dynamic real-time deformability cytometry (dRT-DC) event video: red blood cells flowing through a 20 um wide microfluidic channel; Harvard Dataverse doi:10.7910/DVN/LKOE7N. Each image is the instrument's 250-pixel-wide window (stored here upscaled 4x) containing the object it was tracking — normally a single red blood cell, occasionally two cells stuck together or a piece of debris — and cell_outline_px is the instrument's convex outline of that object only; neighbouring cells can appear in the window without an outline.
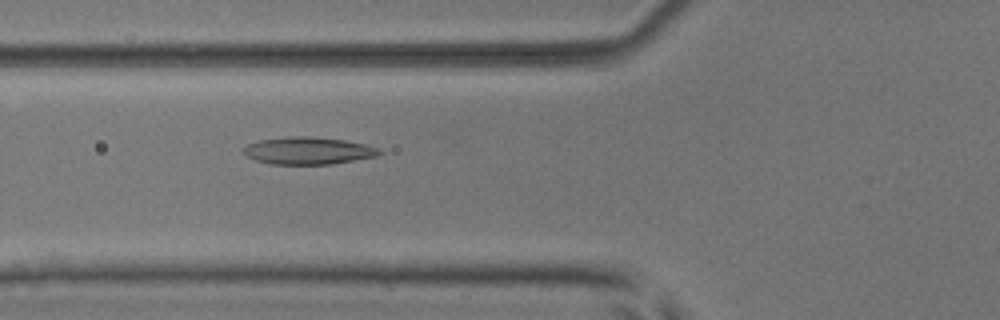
{"species": "common noctule bat (a hibernating species)", "species_latin": "Nyctalus noctula", "temperature_condition": "room temperature", "stored_images_in_passage": 42, "camera_frame_rate_fps": 3000, "um_per_image_px": 0.085, "animal": {"sex": "male", "body_mass_g": 17.9, "forearm_length_mm": 54.2}, "frame": {"image": 1, "passage_image": 19, "time_ms": 6.0, "image_size_px": [1000, 320], "cell_outline_px": [[384, 152], [376, 156], [332, 164], [268, 164], [256, 160], [248, 156], [244, 152], [244, 148], [248, 144], [260, 140], [288, 136], [312, 136], [344, 140], [364, 144], [380, 148]], "centroid_in_image_um": [26.22, 12.8], "position_along_channel_um": 99.6, "area_um2": 21.56}}
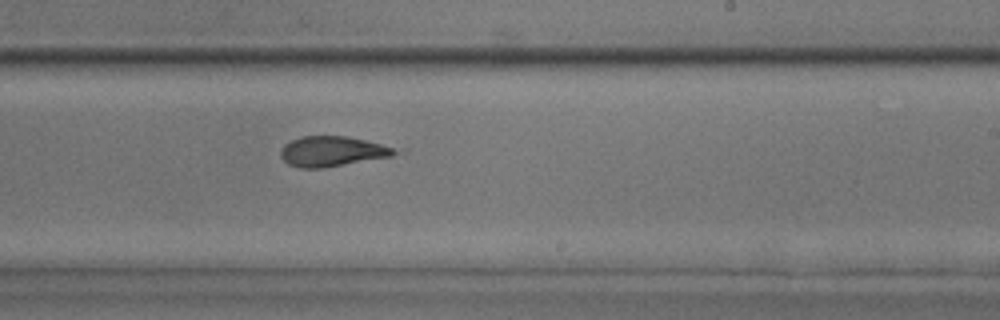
{"frame": {"image": 2, "passage_image": 31, "time_ms": 10.0, "image_size_px": [1000, 320], "cell_outline_px": [[408, 148], [404, 152], [392, 156], [324, 168], [300, 168], [288, 164], [280, 156], [280, 152], [284, 144], [300, 136], [348, 136]], "centroid_in_image_um": [28.41, 12.85], "position_along_channel_um": 260.6, "area_um2": 20.87}}
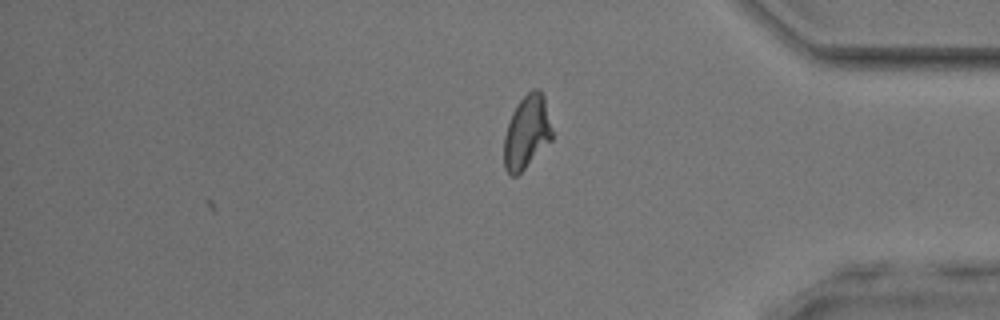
{"frame": {"image": 3, "passage_image": 42, "time_ms": 13.667, "image_size_px": [1000, 320], "cell_outline_px": [[552, 140], [516, 176], [512, 176], [504, 168], [504, 136], [512, 112], [516, 104], [532, 88], [536, 88], [544, 96], [552, 132]], "centroid_in_image_um": [44.76, 11.23], "position_along_channel_um": 390.4, "area_um2": 20.29}, "authors_computed_cell_mechanics": {"area_um2": 21.0392, "velocity_mm_per_s": 4.0364, "shape_relaxation_time_tau1_ms": 3.9403, "shape_relaxation_time_tau2_ms": 2.235, "deformation_change_tau1": 0.1131, "deformation_change_tau2": 0.1111}}